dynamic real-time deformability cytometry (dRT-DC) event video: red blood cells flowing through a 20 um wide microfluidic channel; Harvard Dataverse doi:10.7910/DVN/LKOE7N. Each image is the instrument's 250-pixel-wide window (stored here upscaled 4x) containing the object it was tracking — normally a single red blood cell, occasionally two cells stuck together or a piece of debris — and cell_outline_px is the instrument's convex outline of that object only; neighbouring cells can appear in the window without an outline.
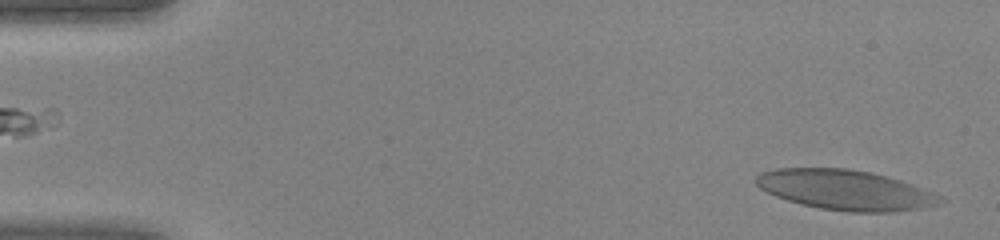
{"species": "human", "species_latin": "Homo sapiens", "temperature_condition": "warm", "stored_images_in_passage": 45, "camera_frame_rate_fps": 3000, "um_per_image_px": 0.085, "donor": {"sex": "female"}, "frame": {"image": 1, "passage_image": 2, "time_ms": 0.333, "image_size_px": [1000, 240], "cell_outline_px": [[944, 200], [936, 204], [916, 208], [892, 212], [852, 212], [820, 208], [788, 200], [776, 196], [760, 188], [756, 184], [756, 176], [764, 172], [776, 168], [848, 168], [868, 172], [900, 180], [940, 196]], "centroid_in_image_um": [71.8, 16.14], "position_along_channel_um": 13.2, "area_um2": 42.08}}
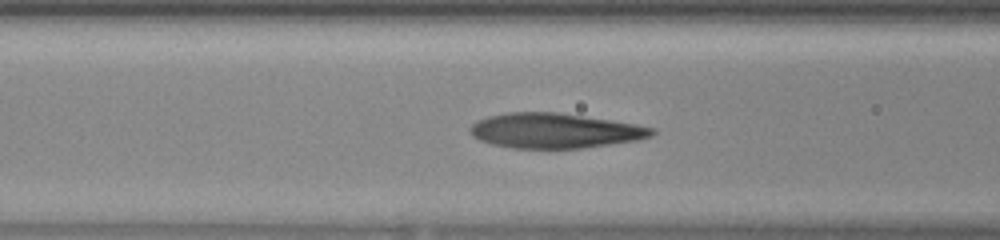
{"frame": {"image": 2, "passage_image": 18, "time_ms": 5.667, "image_size_px": [1000, 240], "cell_outline_px": [[656, 132], [652, 136], [636, 140], [580, 148], [512, 148], [492, 144], [480, 140], [472, 136], [468, 132], [468, 128], [476, 120], [488, 116], [508, 112], [560, 112], [636, 124], [656, 128]], "centroid_in_image_um": [47.12, 11.1], "position_along_channel_um": 119.5, "area_um2": 37.11}}
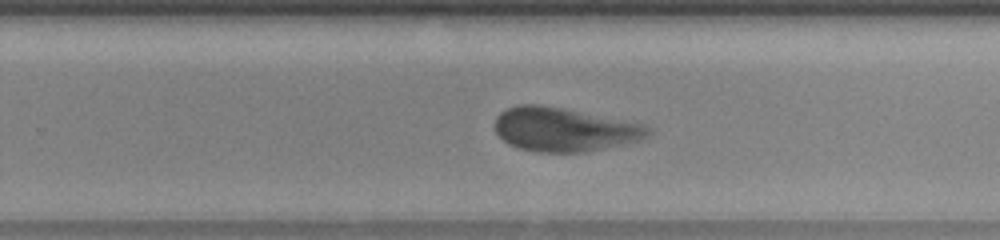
{"frame": {"image": 3, "passage_image": 29, "time_ms": 9.333, "image_size_px": [1000, 240], "cell_outline_px": [[652, 132], [648, 136], [640, 140], [624, 144], [584, 152], [540, 152], [520, 148], [508, 144], [496, 132], [496, 116], [500, 112], [508, 108], [520, 104], [540, 104], [564, 108], [644, 124]], "centroid_in_image_um": [47.96, 11.0], "position_along_channel_um": 281.8, "area_um2": 38.96}}